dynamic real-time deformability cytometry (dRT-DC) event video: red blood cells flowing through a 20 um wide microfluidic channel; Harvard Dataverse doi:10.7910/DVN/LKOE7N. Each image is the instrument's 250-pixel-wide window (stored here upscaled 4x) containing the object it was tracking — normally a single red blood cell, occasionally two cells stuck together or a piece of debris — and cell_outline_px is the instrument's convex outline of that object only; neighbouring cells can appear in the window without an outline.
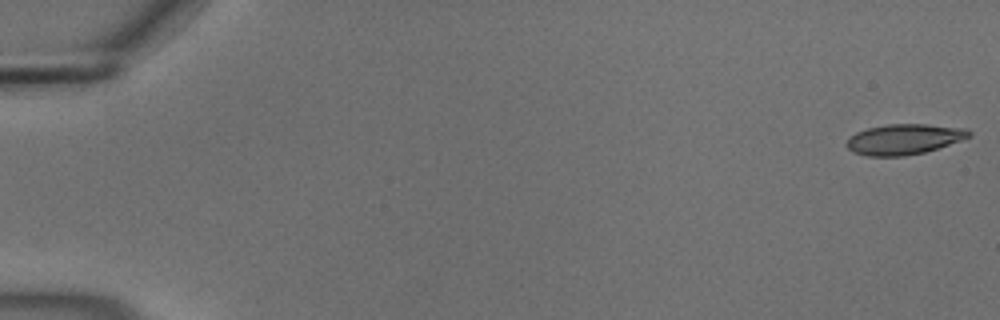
{"species": "common noctule bat (a hibernating species)", "species_latin": "Nyctalus noctula", "temperature_condition": "cold", "stored_images_in_passage": 55, "camera_frame_rate_fps": 3000, "um_per_image_px": 0.085, "animal": {"sex": "male", "body_mass_g": 18.8}, "frame": {"image": 1, "passage_image": 1, "time_ms": 0.0, "image_size_px": [1000, 320], "cell_outline_px": [[972, 136], [924, 152], [904, 156], [868, 156], [852, 152], [844, 144], [856, 132], [868, 128], [888, 124], [924, 124], [968, 128], [972, 132]], "centroid_in_image_um": [76.84, 11.83], "position_along_channel_um": 8.2, "area_um2": 21.62}}
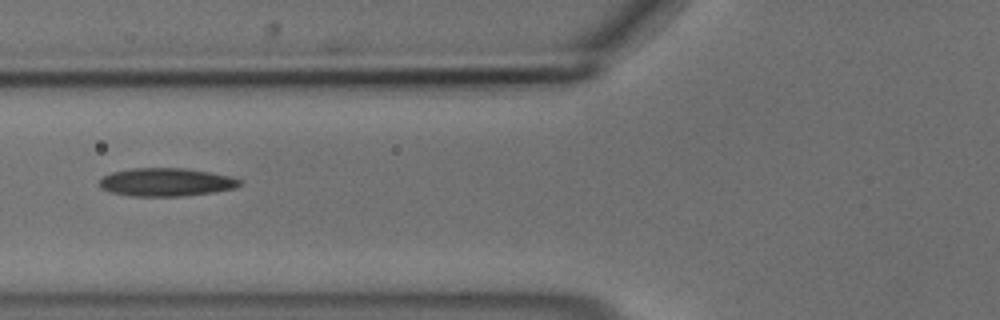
{"frame": {"image": 2, "passage_image": 22, "time_ms": 7.0, "image_size_px": [1000, 320], "cell_outline_px": [[244, 180], [236, 188], [216, 192], [184, 196], [132, 196], [112, 192], [100, 188], [100, 176], [112, 172], [132, 168], [184, 168], [232, 176]], "centroid_in_image_um": [14.15, 15.48], "position_along_channel_um": 111.7, "area_um2": 23.24}}
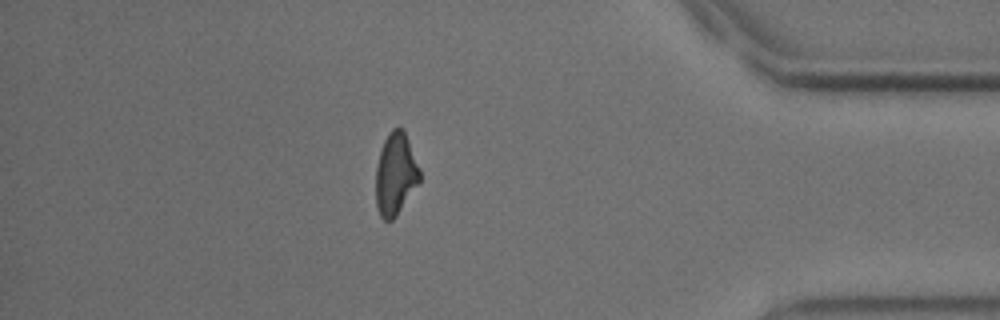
{"frame": {"image": 3, "passage_image": 48, "time_ms": 15.667, "image_size_px": [1000, 320], "cell_outline_px": [[420, 180], [396, 216], [392, 220], [384, 220], [380, 216], [376, 204], [376, 168], [380, 148], [388, 132], [392, 128], [404, 128], [420, 168]], "centroid_in_image_um": [33.61, 14.75], "position_along_channel_um": 401.6, "area_um2": 21.1}, "authors_computed_cell_mechanics": {"area_um2": 21.964, "velocity_mm_per_s": 3.7118, "shape_relaxation_time_tau1_ms": 10.2731, "shape_relaxation_time_tau2_ms": 5.051, "deformation_change_tau1": 0.2046, "deformation_change_tau2": 0.1369}}